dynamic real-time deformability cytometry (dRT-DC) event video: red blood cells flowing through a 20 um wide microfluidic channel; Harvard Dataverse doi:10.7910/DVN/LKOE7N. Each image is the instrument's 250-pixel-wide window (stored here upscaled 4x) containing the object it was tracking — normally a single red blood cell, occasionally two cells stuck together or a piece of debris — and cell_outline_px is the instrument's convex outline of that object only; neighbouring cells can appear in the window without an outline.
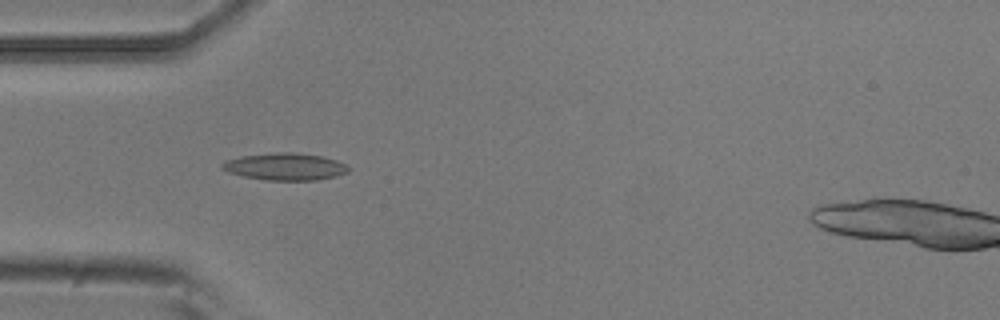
{"species": "common noctule bat (a hibernating species)", "species_latin": "Nyctalus noctula", "temperature_condition": "room temperature", "stored_images_in_passage": 6, "camera_frame_rate_fps": 3000, "um_per_image_px": 0.085, "animal": {"sex": "male", "body_mass_g": 20.5, "forearm_length_mm": 52.5}, "frame": {"image": 1, "passage_image": 5, "time_ms": 1.333, "image_size_px": [1000, 320], "cell_outline_px": [[348, 172], [336, 176], [316, 180], [264, 180], [244, 176], [228, 172], [220, 168], [220, 164], [228, 160], [240, 156], [276, 152], [296, 152], [324, 156], [336, 160], [344, 164], [348, 168]], "centroid_in_image_um": [24.22, 14.15], "position_along_channel_um": 60.8, "area_um2": 20.0}}
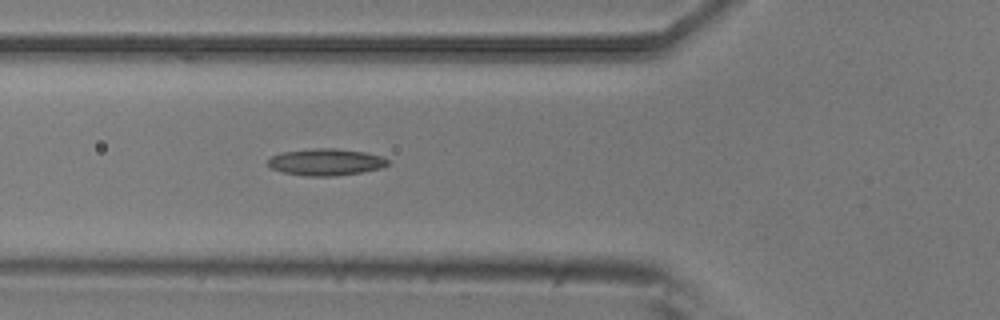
{"frame": {"image": 2, "passage_image": 6, "time_ms": 1.667, "image_size_px": [1000, 320], "cell_outline_px": [[388, 164], [380, 168], [360, 172], [336, 176], [308, 176], [284, 172], [272, 168], [268, 164], [268, 160], [272, 156], [280, 152], [316, 148], [336, 148], [364, 152], [380, 156], [388, 160]], "centroid_in_image_um": [27.68, 13.77], "position_along_channel_um": 98.1, "area_um2": 18.5}}